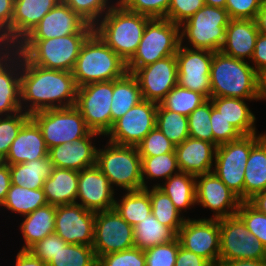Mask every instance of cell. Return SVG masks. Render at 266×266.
I'll return each instance as SVG.
<instances>
[{
	"label": "cell",
	"instance_id": "db71d44e",
	"mask_svg": "<svg viewBox=\"0 0 266 266\" xmlns=\"http://www.w3.org/2000/svg\"><path fill=\"white\" fill-rule=\"evenodd\" d=\"M68 243L64 241L59 235L53 233L38 241L28 251L36 258H39L44 263L48 264L62 247Z\"/></svg>",
	"mask_w": 266,
	"mask_h": 266
},
{
	"label": "cell",
	"instance_id": "f907efd6",
	"mask_svg": "<svg viewBox=\"0 0 266 266\" xmlns=\"http://www.w3.org/2000/svg\"><path fill=\"white\" fill-rule=\"evenodd\" d=\"M97 266H145L144 250L133 247L101 256Z\"/></svg>",
	"mask_w": 266,
	"mask_h": 266
},
{
	"label": "cell",
	"instance_id": "681fc988",
	"mask_svg": "<svg viewBox=\"0 0 266 266\" xmlns=\"http://www.w3.org/2000/svg\"><path fill=\"white\" fill-rule=\"evenodd\" d=\"M130 12L151 18H166L171 0H117Z\"/></svg>",
	"mask_w": 266,
	"mask_h": 266
},
{
	"label": "cell",
	"instance_id": "44dd1931",
	"mask_svg": "<svg viewBox=\"0 0 266 266\" xmlns=\"http://www.w3.org/2000/svg\"><path fill=\"white\" fill-rule=\"evenodd\" d=\"M117 194L96 165L79 171L76 203L85 209L93 212L113 209Z\"/></svg>",
	"mask_w": 266,
	"mask_h": 266
},
{
	"label": "cell",
	"instance_id": "bcb514c9",
	"mask_svg": "<svg viewBox=\"0 0 266 266\" xmlns=\"http://www.w3.org/2000/svg\"><path fill=\"white\" fill-rule=\"evenodd\" d=\"M237 215L245 223L250 233L261 241L266 248V215L258 211L248 201H241Z\"/></svg>",
	"mask_w": 266,
	"mask_h": 266
},
{
	"label": "cell",
	"instance_id": "ac0fdd59",
	"mask_svg": "<svg viewBox=\"0 0 266 266\" xmlns=\"http://www.w3.org/2000/svg\"><path fill=\"white\" fill-rule=\"evenodd\" d=\"M95 212L80 204L56 206L54 233L68 244L92 246L94 241Z\"/></svg>",
	"mask_w": 266,
	"mask_h": 266
},
{
	"label": "cell",
	"instance_id": "d4e9b609",
	"mask_svg": "<svg viewBox=\"0 0 266 266\" xmlns=\"http://www.w3.org/2000/svg\"><path fill=\"white\" fill-rule=\"evenodd\" d=\"M48 150L40 127L30 118L22 126L2 162L9 165L30 162L48 157Z\"/></svg>",
	"mask_w": 266,
	"mask_h": 266
},
{
	"label": "cell",
	"instance_id": "9f6ffc18",
	"mask_svg": "<svg viewBox=\"0 0 266 266\" xmlns=\"http://www.w3.org/2000/svg\"><path fill=\"white\" fill-rule=\"evenodd\" d=\"M14 0H0V48H11Z\"/></svg>",
	"mask_w": 266,
	"mask_h": 266
},
{
	"label": "cell",
	"instance_id": "d6a6232c",
	"mask_svg": "<svg viewBox=\"0 0 266 266\" xmlns=\"http://www.w3.org/2000/svg\"><path fill=\"white\" fill-rule=\"evenodd\" d=\"M142 100L139 83L132 73L126 72L122 77L113 80L111 128L116 120Z\"/></svg>",
	"mask_w": 266,
	"mask_h": 266
},
{
	"label": "cell",
	"instance_id": "e0dca14e",
	"mask_svg": "<svg viewBox=\"0 0 266 266\" xmlns=\"http://www.w3.org/2000/svg\"><path fill=\"white\" fill-rule=\"evenodd\" d=\"M196 205L213 212V219L237 214L241 200L212 172L196 175Z\"/></svg>",
	"mask_w": 266,
	"mask_h": 266
},
{
	"label": "cell",
	"instance_id": "ffe728a7",
	"mask_svg": "<svg viewBox=\"0 0 266 266\" xmlns=\"http://www.w3.org/2000/svg\"><path fill=\"white\" fill-rule=\"evenodd\" d=\"M88 24L68 5L61 1L52 8L24 39H50L71 34H92Z\"/></svg>",
	"mask_w": 266,
	"mask_h": 266
},
{
	"label": "cell",
	"instance_id": "8d00e7d4",
	"mask_svg": "<svg viewBox=\"0 0 266 266\" xmlns=\"http://www.w3.org/2000/svg\"><path fill=\"white\" fill-rule=\"evenodd\" d=\"M133 229L134 246L142 250L171 242L177 238V234L171 228L162 225L152 213Z\"/></svg>",
	"mask_w": 266,
	"mask_h": 266
},
{
	"label": "cell",
	"instance_id": "836d02e7",
	"mask_svg": "<svg viewBox=\"0 0 266 266\" xmlns=\"http://www.w3.org/2000/svg\"><path fill=\"white\" fill-rule=\"evenodd\" d=\"M10 166L11 184L29 189L43 188L54 168L49 157L18 163Z\"/></svg>",
	"mask_w": 266,
	"mask_h": 266
},
{
	"label": "cell",
	"instance_id": "9c48e42d",
	"mask_svg": "<svg viewBox=\"0 0 266 266\" xmlns=\"http://www.w3.org/2000/svg\"><path fill=\"white\" fill-rule=\"evenodd\" d=\"M266 134L242 135L239 139L216 148L213 173L241 200L244 201V173L251 148Z\"/></svg>",
	"mask_w": 266,
	"mask_h": 266
},
{
	"label": "cell",
	"instance_id": "d6986e66",
	"mask_svg": "<svg viewBox=\"0 0 266 266\" xmlns=\"http://www.w3.org/2000/svg\"><path fill=\"white\" fill-rule=\"evenodd\" d=\"M139 83L143 100L160 103L177 85V59L175 55L157 60L132 73Z\"/></svg>",
	"mask_w": 266,
	"mask_h": 266
},
{
	"label": "cell",
	"instance_id": "4dcf8cb0",
	"mask_svg": "<svg viewBox=\"0 0 266 266\" xmlns=\"http://www.w3.org/2000/svg\"><path fill=\"white\" fill-rule=\"evenodd\" d=\"M266 190V134L251 148L244 173V201Z\"/></svg>",
	"mask_w": 266,
	"mask_h": 266
},
{
	"label": "cell",
	"instance_id": "52a82bcc",
	"mask_svg": "<svg viewBox=\"0 0 266 266\" xmlns=\"http://www.w3.org/2000/svg\"><path fill=\"white\" fill-rule=\"evenodd\" d=\"M181 44L180 26L166 18H151L145 26L136 53L126 63L127 72L176 55Z\"/></svg>",
	"mask_w": 266,
	"mask_h": 266
},
{
	"label": "cell",
	"instance_id": "30bf717a",
	"mask_svg": "<svg viewBox=\"0 0 266 266\" xmlns=\"http://www.w3.org/2000/svg\"><path fill=\"white\" fill-rule=\"evenodd\" d=\"M30 116L40 127L48 149L86 137L92 132L75 106L48 109Z\"/></svg>",
	"mask_w": 266,
	"mask_h": 266
},
{
	"label": "cell",
	"instance_id": "680465c9",
	"mask_svg": "<svg viewBox=\"0 0 266 266\" xmlns=\"http://www.w3.org/2000/svg\"><path fill=\"white\" fill-rule=\"evenodd\" d=\"M175 266H212L206 259L179 246Z\"/></svg>",
	"mask_w": 266,
	"mask_h": 266
},
{
	"label": "cell",
	"instance_id": "7a4b0ae2",
	"mask_svg": "<svg viewBox=\"0 0 266 266\" xmlns=\"http://www.w3.org/2000/svg\"><path fill=\"white\" fill-rule=\"evenodd\" d=\"M151 17L130 12L119 2L94 25V32L126 63L136 53Z\"/></svg>",
	"mask_w": 266,
	"mask_h": 266
},
{
	"label": "cell",
	"instance_id": "03108f58",
	"mask_svg": "<svg viewBox=\"0 0 266 266\" xmlns=\"http://www.w3.org/2000/svg\"><path fill=\"white\" fill-rule=\"evenodd\" d=\"M266 101V73L259 75V100Z\"/></svg>",
	"mask_w": 266,
	"mask_h": 266
},
{
	"label": "cell",
	"instance_id": "11a10c76",
	"mask_svg": "<svg viewBox=\"0 0 266 266\" xmlns=\"http://www.w3.org/2000/svg\"><path fill=\"white\" fill-rule=\"evenodd\" d=\"M263 0H227L225 9L230 19L255 20Z\"/></svg>",
	"mask_w": 266,
	"mask_h": 266
},
{
	"label": "cell",
	"instance_id": "7c38bea8",
	"mask_svg": "<svg viewBox=\"0 0 266 266\" xmlns=\"http://www.w3.org/2000/svg\"><path fill=\"white\" fill-rule=\"evenodd\" d=\"M113 80L90 83L77 90L75 107L87 126L105 136L111 129Z\"/></svg>",
	"mask_w": 266,
	"mask_h": 266
},
{
	"label": "cell",
	"instance_id": "484cf974",
	"mask_svg": "<svg viewBox=\"0 0 266 266\" xmlns=\"http://www.w3.org/2000/svg\"><path fill=\"white\" fill-rule=\"evenodd\" d=\"M61 0H14L11 48H15Z\"/></svg>",
	"mask_w": 266,
	"mask_h": 266
},
{
	"label": "cell",
	"instance_id": "2e32d148",
	"mask_svg": "<svg viewBox=\"0 0 266 266\" xmlns=\"http://www.w3.org/2000/svg\"><path fill=\"white\" fill-rule=\"evenodd\" d=\"M213 51L191 49L180 44L176 52L177 84L211 98L210 67Z\"/></svg>",
	"mask_w": 266,
	"mask_h": 266
},
{
	"label": "cell",
	"instance_id": "f546056e",
	"mask_svg": "<svg viewBox=\"0 0 266 266\" xmlns=\"http://www.w3.org/2000/svg\"><path fill=\"white\" fill-rule=\"evenodd\" d=\"M19 232L24 241L20 250H28L44 237L54 233L56 206L46 204L32 213L22 216Z\"/></svg>",
	"mask_w": 266,
	"mask_h": 266
},
{
	"label": "cell",
	"instance_id": "ee69618b",
	"mask_svg": "<svg viewBox=\"0 0 266 266\" xmlns=\"http://www.w3.org/2000/svg\"><path fill=\"white\" fill-rule=\"evenodd\" d=\"M30 118L31 116L22 110L13 115L0 116V161L6 158L12 142Z\"/></svg>",
	"mask_w": 266,
	"mask_h": 266
},
{
	"label": "cell",
	"instance_id": "8fae6325",
	"mask_svg": "<svg viewBox=\"0 0 266 266\" xmlns=\"http://www.w3.org/2000/svg\"><path fill=\"white\" fill-rule=\"evenodd\" d=\"M219 261L266 259V248L236 214L220 218Z\"/></svg>",
	"mask_w": 266,
	"mask_h": 266
},
{
	"label": "cell",
	"instance_id": "9a60e30c",
	"mask_svg": "<svg viewBox=\"0 0 266 266\" xmlns=\"http://www.w3.org/2000/svg\"><path fill=\"white\" fill-rule=\"evenodd\" d=\"M158 103L142 100L113 123L104 136L105 141L117 144L137 146L156 126Z\"/></svg>",
	"mask_w": 266,
	"mask_h": 266
},
{
	"label": "cell",
	"instance_id": "7402d4cb",
	"mask_svg": "<svg viewBox=\"0 0 266 266\" xmlns=\"http://www.w3.org/2000/svg\"><path fill=\"white\" fill-rule=\"evenodd\" d=\"M21 54L15 48H0V116L21 111Z\"/></svg>",
	"mask_w": 266,
	"mask_h": 266
},
{
	"label": "cell",
	"instance_id": "7bdbcfd3",
	"mask_svg": "<svg viewBox=\"0 0 266 266\" xmlns=\"http://www.w3.org/2000/svg\"><path fill=\"white\" fill-rule=\"evenodd\" d=\"M211 99H207L188 116L189 137L213 143Z\"/></svg>",
	"mask_w": 266,
	"mask_h": 266
},
{
	"label": "cell",
	"instance_id": "6da1fadb",
	"mask_svg": "<svg viewBox=\"0 0 266 266\" xmlns=\"http://www.w3.org/2000/svg\"><path fill=\"white\" fill-rule=\"evenodd\" d=\"M77 90L72 72L34 65L21 54V110L25 113L73 107Z\"/></svg>",
	"mask_w": 266,
	"mask_h": 266
},
{
	"label": "cell",
	"instance_id": "003e7915",
	"mask_svg": "<svg viewBox=\"0 0 266 266\" xmlns=\"http://www.w3.org/2000/svg\"><path fill=\"white\" fill-rule=\"evenodd\" d=\"M205 5L213 6V7H219V8H225L227 0H204Z\"/></svg>",
	"mask_w": 266,
	"mask_h": 266
},
{
	"label": "cell",
	"instance_id": "ab89813d",
	"mask_svg": "<svg viewBox=\"0 0 266 266\" xmlns=\"http://www.w3.org/2000/svg\"><path fill=\"white\" fill-rule=\"evenodd\" d=\"M156 126L175 145L189 137L188 117L157 106Z\"/></svg>",
	"mask_w": 266,
	"mask_h": 266
},
{
	"label": "cell",
	"instance_id": "e7e4bbea",
	"mask_svg": "<svg viewBox=\"0 0 266 266\" xmlns=\"http://www.w3.org/2000/svg\"><path fill=\"white\" fill-rule=\"evenodd\" d=\"M258 32L266 36V0L262 2L261 9L255 18Z\"/></svg>",
	"mask_w": 266,
	"mask_h": 266
},
{
	"label": "cell",
	"instance_id": "4fadbf2b",
	"mask_svg": "<svg viewBox=\"0 0 266 266\" xmlns=\"http://www.w3.org/2000/svg\"><path fill=\"white\" fill-rule=\"evenodd\" d=\"M180 246L206 259L212 266L219 265L220 226L219 219L187 216L177 233Z\"/></svg>",
	"mask_w": 266,
	"mask_h": 266
},
{
	"label": "cell",
	"instance_id": "f35d334b",
	"mask_svg": "<svg viewBox=\"0 0 266 266\" xmlns=\"http://www.w3.org/2000/svg\"><path fill=\"white\" fill-rule=\"evenodd\" d=\"M149 195L151 213L162 225L171 228L177 234L187 218L186 215H183L175 207L169 196L157 186L149 187Z\"/></svg>",
	"mask_w": 266,
	"mask_h": 266
},
{
	"label": "cell",
	"instance_id": "4316f807",
	"mask_svg": "<svg viewBox=\"0 0 266 266\" xmlns=\"http://www.w3.org/2000/svg\"><path fill=\"white\" fill-rule=\"evenodd\" d=\"M258 34L255 20L230 19L220 52L227 56L250 62Z\"/></svg>",
	"mask_w": 266,
	"mask_h": 266
},
{
	"label": "cell",
	"instance_id": "6f0895ef",
	"mask_svg": "<svg viewBox=\"0 0 266 266\" xmlns=\"http://www.w3.org/2000/svg\"><path fill=\"white\" fill-rule=\"evenodd\" d=\"M249 63L255 71L261 75L266 73V36L258 34L252 59Z\"/></svg>",
	"mask_w": 266,
	"mask_h": 266
},
{
	"label": "cell",
	"instance_id": "5bb4252c",
	"mask_svg": "<svg viewBox=\"0 0 266 266\" xmlns=\"http://www.w3.org/2000/svg\"><path fill=\"white\" fill-rule=\"evenodd\" d=\"M134 229L116 210L95 212L93 249L97 260L106 254L131 249Z\"/></svg>",
	"mask_w": 266,
	"mask_h": 266
},
{
	"label": "cell",
	"instance_id": "f6af8a7d",
	"mask_svg": "<svg viewBox=\"0 0 266 266\" xmlns=\"http://www.w3.org/2000/svg\"><path fill=\"white\" fill-rule=\"evenodd\" d=\"M88 24L94 26L117 0H61Z\"/></svg>",
	"mask_w": 266,
	"mask_h": 266
},
{
	"label": "cell",
	"instance_id": "6125c7cd",
	"mask_svg": "<svg viewBox=\"0 0 266 266\" xmlns=\"http://www.w3.org/2000/svg\"><path fill=\"white\" fill-rule=\"evenodd\" d=\"M218 266H266V259L260 260H232V261H219Z\"/></svg>",
	"mask_w": 266,
	"mask_h": 266
},
{
	"label": "cell",
	"instance_id": "c3c4849f",
	"mask_svg": "<svg viewBox=\"0 0 266 266\" xmlns=\"http://www.w3.org/2000/svg\"><path fill=\"white\" fill-rule=\"evenodd\" d=\"M180 242L175 240L144 250L145 266H175Z\"/></svg>",
	"mask_w": 266,
	"mask_h": 266
},
{
	"label": "cell",
	"instance_id": "3957f363",
	"mask_svg": "<svg viewBox=\"0 0 266 266\" xmlns=\"http://www.w3.org/2000/svg\"><path fill=\"white\" fill-rule=\"evenodd\" d=\"M211 97L259 99V74L245 60L214 52L210 67Z\"/></svg>",
	"mask_w": 266,
	"mask_h": 266
},
{
	"label": "cell",
	"instance_id": "1f68e13d",
	"mask_svg": "<svg viewBox=\"0 0 266 266\" xmlns=\"http://www.w3.org/2000/svg\"><path fill=\"white\" fill-rule=\"evenodd\" d=\"M184 215L196 205V176L179 171L157 186Z\"/></svg>",
	"mask_w": 266,
	"mask_h": 266
},
{
	"label": "cell",
	"instance_id": "94428289",
	"mask_svg": "<svg viewBox=\"0 0 266 266\" xmlns=\"http://www.w3.org/2000/svg\"><path fill=\"white\" fill-rule=\"evenodd\" d=\"M13 266H47L39 258L34 257L28 250H18Z\"/></svg>",
	"mask_w": 266,
	"mask_h": 266
},
{
	"label": "cell",
	"instance_id": "b9f144b4",
	"mask_svg": "<svg viewBox=\"0 0 266 266\" xmlns=\"http://www.w3.org/2000/svg\"><path fill=\"white\" fill-rule=\"evenodd\" d=\"M92 246L82 244H67L53 256L47 266H97Z\"/></svg>",
	"mask_w": 266,
	"mask_h": 266
},
{
	"label": "cell",
	"instance_id": "f1b7e54d",
	"mask_svg": "<svg viewBox=\"0 0 266 266\" xmlns=\"http://www.w3.org/2000/svg\"><path fill=\"white\" fill-rule=\"evenodd\" d=\"M78 179L79 171L54 167L43 185L47 203L53 206L76 203Z\"/></svg>",
	"mask_w": 266,
	"mask_h": 266
},
{
	"label": "cell",
	"instance_id": "5b68a950",
	"mask_svg": "<svg viewBox=\"0 0 266 266\" xmlns=\"http://www.w3.org/2000/svg\"><path fill=\"white\" fill-rule=\"evenodd\" d=\"M91 34H71L50 39H23L15 49L32 64L72 72L83 43Z\"/></svg>",
	"mask_w": 266,
	"mask_h": 266
},
{
	"label": "cell",
	"instance_id": "ba28073f",
	"mask_svg": "<svg viewBox=\"0 0 266 266\" xmlns=\"http://www.w3.org/2000/svg\"><path fill=\"white\" fill-rule=\"evenodd\" d=\"M229 21L225 8L204 5L180 25L181 45L218 52L224 43Z\"/></svg>",
	"mask_w": 266,
	"mask_h": 266
},
{
	"label": "cell",
	"instance_id": "8992f818",
	"mask_svg": "<svg viewBox=\"0 0 266 266\" xmlns=\"http://www.w3.org/2000/svg\"><path fill=\"white\" fill-rule=\"evenodd\" d=\"M100 147L97 150L96 166L105 174L115 191L143 189L141 157L137 146L106 141L105 146L103 144Z\"/></svg>",
	"mask_w": 266,
	"mask_h": 266
},
{
	"label": "cell",
	"instance_id": "277c9868",
	"mask_svg": "<svg viewBox=\"0 0 266 266\" xmlns=\"http://www.w3.org/2000/svg\"><path fill=\"white\" fill-rule=\"evenodd\" d=\"M126 72V62L93 32L80 49L72 75L79 88L90 83L118 79Z\"/></svg>",
	"mask_w": 266,
	"mask_h": 266
},
{
	"label": "cell",
	"instance_id": "d590c367",
	"mask_svg": "<svg viewBox=\"0 0 266 266\" xmlns=\"http://www.w3.org/2000/svg\"><path fill=\"white\" fill-rule=\"evenodd\" d=\"M46 204L48 203L43 188L29 189L11 184L2 209L22 217Z\"/></svg>",
	"mask_w": 266,
	"mask_h": 266
},
{
	"label": "cell",
	"instance_id": "7dc6e473",
	"mask_svg": "<svg viewBox=\"0 0 266 266\" xmlns=\"http://www.w3.org/2000/svg\"><path fill=\"white\" fill-rule=\"evenodd\" d=\"M175 146L176 145L155 126L137 145V148L140 157H152L175 152Z\"/></svg>",
	"mask_w": 266,
	"mask_h": 266
},
{
	"label": "cell",
	"instance_id": "91938a15",
	"mask_svg": "<svg viewBox=\"0 0 266 266\" xmlns=\"http://www.w3.org/2000/svg\"><path fill=\"white\" fill-rule=\"evenodd\" d=\"M11 185L10 166L0 161V209Z\"/></svg>",
	"mask_w": 266,
	"mask_h": 266
},
{
	"label": "cell",
	"instance_id": "83f0119b",
	"mask_svg": "<svg viewBox=\"0 0 266 266\" xmlns=\"http://www.w3.org/2000/svg\"><path fill=\"white\" fill-rule=\"evenodd\" d=\"M210 99L213 107L242 135L259 133L256 128V115L248 106V101L257 102L259 99H240L233 97H211Z\"/></svg>",
	"mask_w": 266,
	"mask_h": 266
},
{
	"label": "cell",
	"instance_id": "cb8c5ba5",
	"mask_svg": "<svg viewBox=\"0 0 266 266\" xmlns=\"http://www.w3.org/2000/svg\"><path fill=\"white\" fill-rule=\"evenodd\" d=\"M216 148L214 143L188 137L175 146L179 170L195 176L212 172Z\"/></svg>",
	"mask_w": 266,
	"mask_h": 266
},
{
	"label": "cell",
	"instance_id": "be15d7a7",
	"mask_svg": "<svg viewBox=\"0 0 266 266\" xmlns=\"http://www.w3.org/2000/svg\"><path fill=\"white\" fill-rule=\"evenodd\" d=\"M248 202L266 215V190L255 194Z\"/></svg>",
	"mask_w": 266,
	"mask_h": 266
},
{
	"label": "cell",
	"instance_id": "603a6c76",
	"mask_svg": "<svg viewBox=\"0 0 266 266\" xmlns=\"http://www.w3.org/2000/svg\"><path fill=\"white\" fill-rule=\"evenodd\" d=\"M100 137L104 138L102 134L92 131L86 137L50 148L48 157L53 166L58 168L81 171L92 167L96 165V142Z\"/></svg>",
	"mask_w": 266,
	"mask_h": 266
},
{
	"label": "cell",
	"instance_id": "74e56055",
	"mask_svg": "<svg viewBox=\"0 0 266 266\" xmlns=\"http://www.w3.org/2000/svg\"><path fill=\"white\" fill-rule=\"evenodd\" d=\"M141 170L143 188L150 187L149 185L152 184V181L156 184L153 183L151 186H158L160 181L163 182V180H167L180 171L175 152L152 157H141Z\"/></svg>",
	"mask_w": 266,
	"mask_h": 266
},
{
	"label": "cell",
	"instance_id": "816d5d0a",
	"mask_svg": "<svg viewBox=\"0 0 266 266\" xmlns=\"http://www.w3.org/2000/svg\"><path fill=\"white\" fill-rule=\"evenodd\" d=\"M210 120L213 132V143L217 147L221 144L237 140L242 136V134L213 107L212 102Z\"/></svg>",
	"mask_w": 266,
	"mask_h": 266
},
{
	"label": "cell",
	"instance_id": "60d3db41",
	"mask_svg": "<svg viewBox=\"0 0 266 266\" xmlns=\"http://www.w3.org/2000/svg\"><path fill=\"white\" fill-rule=\"evenodd\" d=\"M206 100L207 98L203 94L183 88L177 84L166 94L160 104L166 110L188 117L190 113Z\"/></svg>",
	"mask_w": 266,
	"mask_h": 266
},
{
	"label": "cell",
	"instance_id": "f5cc1de1",
	"mask_svg": "<svg viewBox=\"0 0 266 266\" xmlns=\"http://www.w3.org/2000/svg\"><path fill=\"white\" fill-rule=\"evenodd\" d=\"M204 5V0H171L166 19L180 26Z\"/></svg>",
	"mask_w": 266,
	"mask_h": 266
},
{
	"label": "cell",
	"instance_id": "e575fe53",
	"mask_svg": "<svg viewBox=\"0 0 266 266\" xmlns=\"http://www.w3.org/2000/svg\"><path fill=\"white\" fill-rule=\"evenodd\" d=\"M113 208L134 227L151 214L149 187L135 191H124L121 196L118 195L115 198Z\"/></svg>",
	"mask_w": 266,
	"mask_h": 266
}]
</instances>
